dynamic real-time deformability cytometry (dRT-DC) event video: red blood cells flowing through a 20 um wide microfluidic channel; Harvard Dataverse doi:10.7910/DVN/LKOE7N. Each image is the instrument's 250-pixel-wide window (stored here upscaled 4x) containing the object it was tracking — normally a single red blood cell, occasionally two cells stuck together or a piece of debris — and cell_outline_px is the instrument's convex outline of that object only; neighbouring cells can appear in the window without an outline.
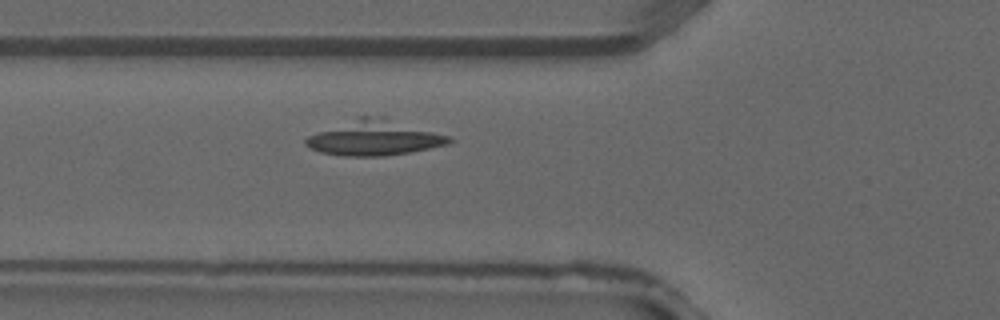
{"species": "common noctule bat (a hibernating species)", "species_latin": "Nyctalus noctula", "temperature_condition": "warm", "stored_images_in_passage": 4, "camera_frame_rate_fps": 3000, "um_per_image_px": 0.085, "animal": {"sex": "male", "forearm_length_mm": 52.5}, "frame": {"image": 1, "passage_image": 4, "time_ms": 1.0, "image_size_px": [1000, 320], "cell_outline_px": [[452, 140], [448, 144], [408, 152], [380, 156], [344, 156], [320, 152], [304, 144], [304, 140], [308, 136], [360, 116], [384, 116], [452, 136]], "centroid_in_image_um": [31.87, 11.71], "position_along_channel_um": 93.9, "area_um2": 29.07}}